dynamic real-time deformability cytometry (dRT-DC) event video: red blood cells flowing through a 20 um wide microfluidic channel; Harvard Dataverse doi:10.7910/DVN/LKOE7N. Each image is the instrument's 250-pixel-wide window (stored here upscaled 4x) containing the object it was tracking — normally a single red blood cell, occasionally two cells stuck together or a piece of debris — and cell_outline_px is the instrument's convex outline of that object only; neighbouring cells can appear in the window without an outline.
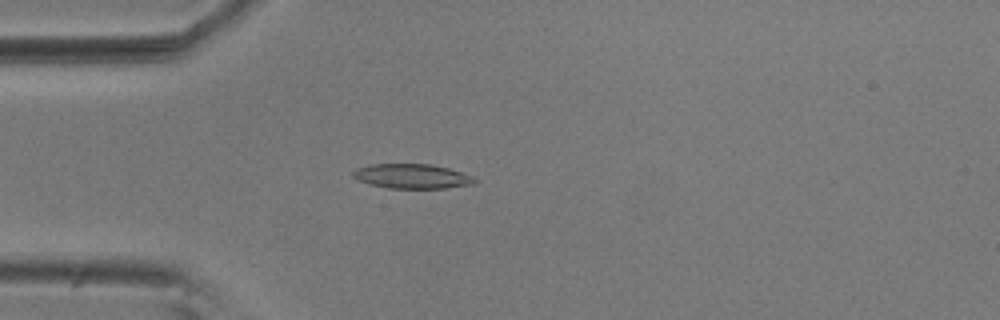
{"species": "common noctule bat (a hibernating species)", "species_latin": "Nyctalus noctula", "temperature_condition": "room temperature", "stored_images_in_passage": 54, "camera_frame_rate_fps": 3000, "um_per_image_px": 0.085, "animal": {"sex": "male", "body_mass_g": 20.5, "forearm_length_mm": 52.5}, "frame": {"image": 1, "passage_image": 14, "time_ms": 4.333, "image_size_px": [1000, 320], "cell_outline_px": [[476, 184], [444, 188], [388, 188], [368, 184], [352, 176], [352, 172], [356, 168], [368, 164], [432, 164], [448, 168], [472, 176], [476, 180]], "centroid_in_image_um": [35.0, 14.98], "position_along_channel_um": 50.0, "area_um2": 17.46}}
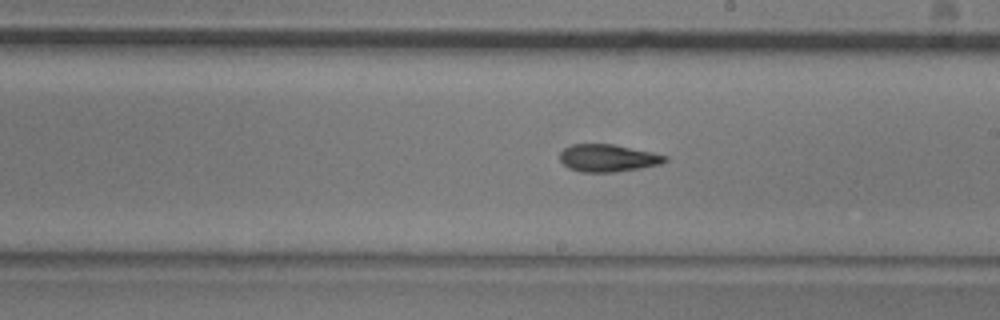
{"frame": {"image": 2, "passage_image": 30, "time_ms": 9.667, "image_size_px": [1000, 320], "cell_outline_px": [[668, 160], [660, 164], [640, 168], [616, 172], [580, 172], [568, 168], [560, 160], [560, 152], [564, 148], [572, 144], [612, 144], [652, 152], [668, 156]], "centroid_in_image_um": [51.66, 13.44], "position_along_channel_um": 237.3, "area_um2": 16.82}}
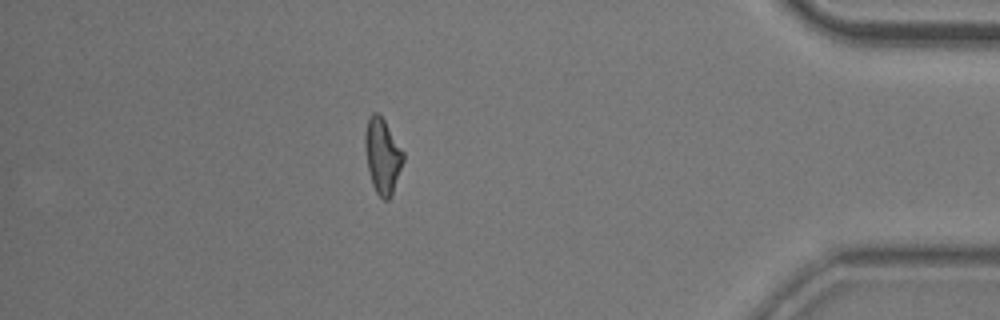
{"frame": {"image": 3, "passage_image": 47, "time_ms": 15.333, "image_size_px": [1000, 320], "cell_outline_px": [[404, 160], [392, 192], [388, 200], [384, 200], [376, 192], [372, 184], [368, 168], [364, 144], [364, 132], [368, 116], [372, 112], [376, 112], [384, 120], [404, 152]], "centroid_in_image_um": [32.49, 13.21], "position_along_channel_um": 402.7, "area_um2": 16.59}, "authors_computed_cell_mechanics": {"area_um2": 16.9932, "velocity_mm_per_s": 3.6789, "shape_relaxation_time_tau1_ms": 10.5414, "shape_relaxation_time_tau2_ms": 4.5342, "deformation_change_tau1": 0.2308, "deformation_change_tau2": 0.1297}}